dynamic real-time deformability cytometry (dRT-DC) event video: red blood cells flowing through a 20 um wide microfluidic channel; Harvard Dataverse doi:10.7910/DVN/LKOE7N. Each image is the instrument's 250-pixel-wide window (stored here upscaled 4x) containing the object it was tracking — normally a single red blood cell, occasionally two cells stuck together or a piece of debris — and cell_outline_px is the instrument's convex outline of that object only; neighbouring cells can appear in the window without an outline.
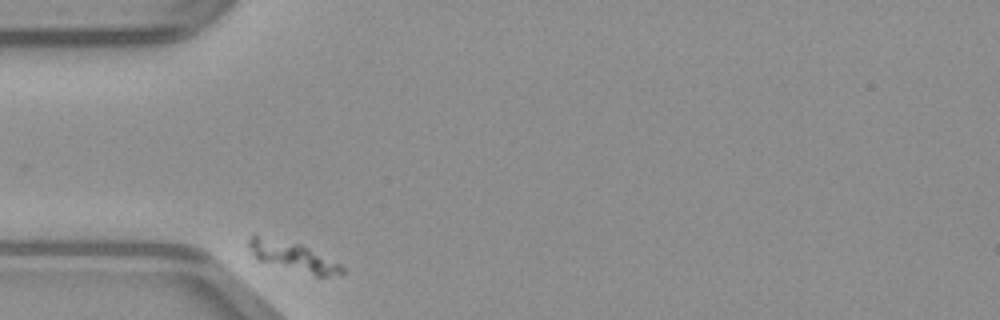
{"species": "common noctule bat (a hibernating species)", "species_latin": "Nyctalus noctula", "temperature_condition": "warm", "stored_images_in_passage": 33, "camera_frame_rate_fps": 3000, "um_per_image_px": 0.085, "animal": {"sex": "male", "body_mass_g": 23.1, "forearm_length_mm": 52.7}, "frame": {"image": 1, "passage_image": 1, "time_ms": 0.0, "image_size_px": [1000, 320], "cell_outline_px": [[344, 272], [328, 276], [316, 276], [256, 260], [252, 256], [248, 244], [248, 240], [256, 232], [300, 244], [340, 264], [344, 268]], "centroid_in_image_um": [24.79, 21.76], "position_along_channel_um": 60.2, "area_um2": 16.07}}
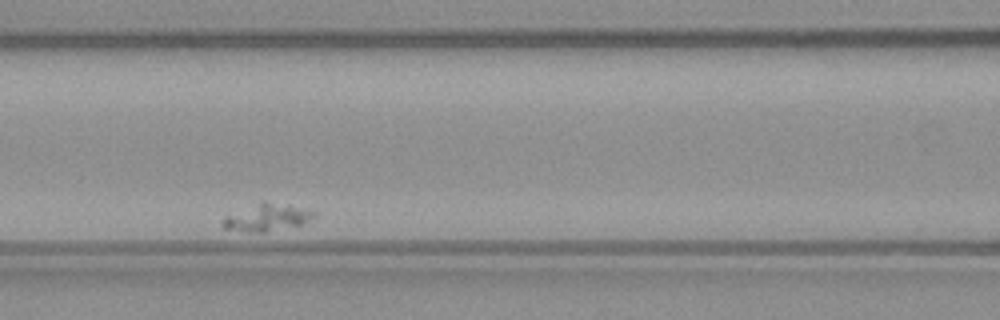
{"frame": {"image": 2, "passage_image": 10, "time_ms": 3.0, "image_size_px": [1000, 320], "cell_outline_px": [[316, 216], [304, 224], [264, 232], [248, 232], [224, 228], [220, 224], [228, 216], [260, 200], [264, 200], [308, 208], [316, 212]], "centroid_in_image_um": [22.77, 18.46], "position_along_channel_um": 143.8, "area_um2": 14.62}}
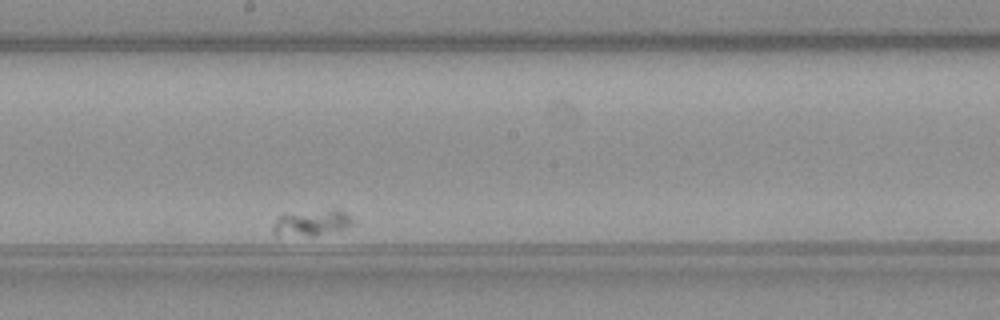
{"frame": {"image": 3, "passage_image": 18, "time_ms": 5.667, "image_size_px": [1000, 320], "cell_outline_px": [[352, 224], [348, 228], [316, 236], [276, 236], [272, 228], [272, 224], [284, 212], [332, 208], [336, 208], [348, 212], [352, 216]], "centroid_in_image_um": [26.5, 18.91], "position_along_channel_um": 221.7, "area_um2": 12.95}}